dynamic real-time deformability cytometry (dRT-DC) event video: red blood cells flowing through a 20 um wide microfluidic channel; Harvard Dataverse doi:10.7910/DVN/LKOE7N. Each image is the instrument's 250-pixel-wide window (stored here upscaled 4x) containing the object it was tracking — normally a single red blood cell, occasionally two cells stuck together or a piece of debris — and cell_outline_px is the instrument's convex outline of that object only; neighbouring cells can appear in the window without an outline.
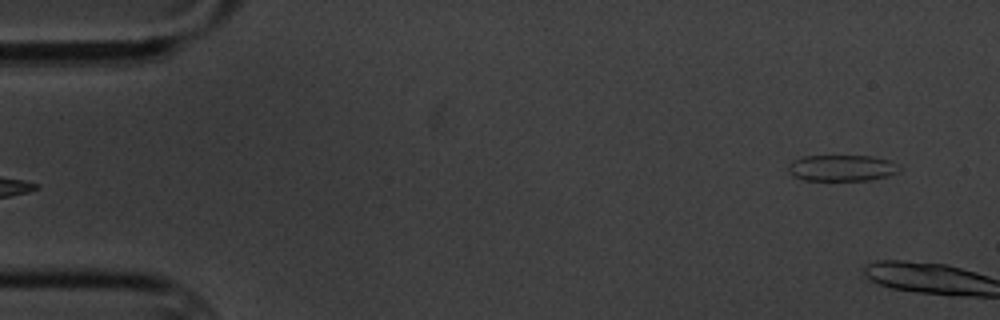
{"species": "common noctule bat (a hibernating species)", "species_latin": "Nyctalus noctula", "temperature_condition": "cold", "stored_images_in_passage": 6, "camera_frame_rate_fps": 3000, "um_per_image_px": 0.085, "animal": {"sex": "male", "body_mass_g": 20.1, "forearm_length_mm": 53.5}, "frame": {"image": 1, "passage_image": 6, "time_ms": 5.667, "image_size_px": [1000, 320], "cell_outline_px": [[900, 168], [896, 172], [888, 176], [868, 180], [804, 180], [792, 176], [788, 172], [788, 168], [792, 160], [804, 156], [872, 156], [888, 160]], "centroid_in_image_um": [71.49, 14.28], "position_along_channel_um": 13.5, "area_um2": 16.82}}